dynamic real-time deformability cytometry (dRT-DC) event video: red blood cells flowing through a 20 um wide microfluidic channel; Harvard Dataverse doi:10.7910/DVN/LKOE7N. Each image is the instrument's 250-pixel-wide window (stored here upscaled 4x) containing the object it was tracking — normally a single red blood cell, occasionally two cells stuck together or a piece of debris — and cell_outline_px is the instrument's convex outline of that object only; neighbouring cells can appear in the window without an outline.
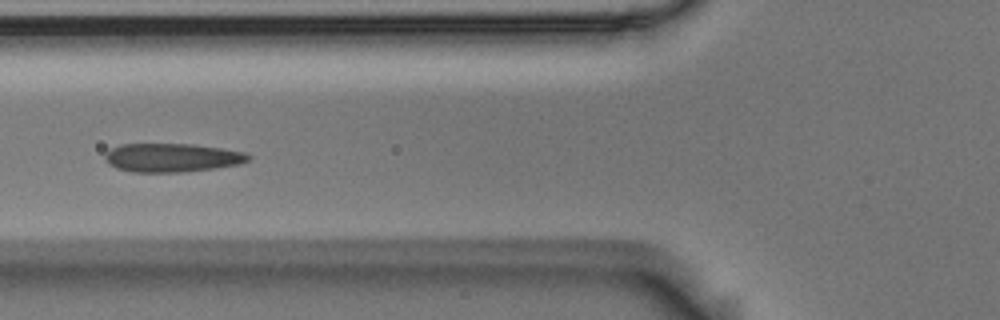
{"species": "Egyptian fruit bat (a non-hibernating species)", "species_latin": "Rousettus aegyptiacus", "temperature_condition": "room temperature", "stored_images_in_passage": 42, "camera_frame_rate_fps": 3000, "um_per_image_px": 0.085, "animal": {"sex": "male"}, "frame": {"image": 1, "passage_image": 8, "time_ms": 2.333, "image_size_px": [1000, 320], "cell_outline_px": [[252, 156], [248, 160], [240, 164], [216, 168], [180, 172], [132, 172], [116, 168], [108, 164], [104, 160], [104, 152], [120, 144], [192, 144], [220, 148], [244, 152]], "centroid_in_image_um": [14.57, 13.4], "position_along_channel_um": 111.2, "area_um2": 24.04}}
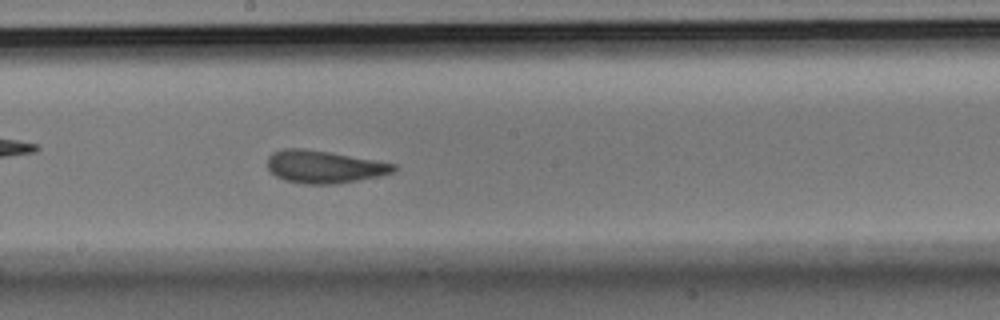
{"frame": {"image": 2, "passage_image": 17, "time_ms": 5.333, "image_size_px": [1000, 320], "cell_outline_px": [[396, 168], [392, 172], [380, 176], [336, 184], [304, 184], [284, 180], [276, 176], [268, 168], [268, 156], [272, 152], [284, 148], [304, 148], [376, 160], [396, 164]], "centroid_in_image_um": [27.53, 14.17], "position_along_channel_um": 220.7, "area_um2": 23.93}}
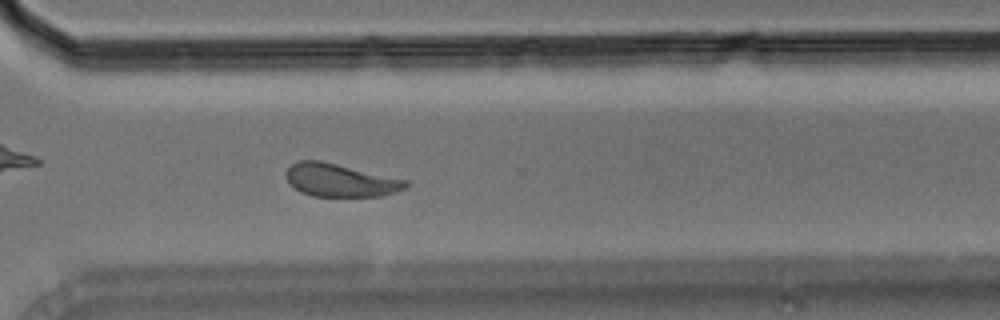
{"frame": {"image": 3, "passage_image": 27, "time_ms": 8.667, "image_size_px": [1000, 320], "cell_outline_px": [[408, 184], [404, 188], [396, 192], [380, 196], [312, 196], [300, 192], [288, 184], [284, 176], [284, 172], [296, 160], [320, 160], [408, 180]], "centroid_in_image_um": [28.85, 15.31], "position_along_channel_um": 341.7, "area_um2": 23.18}, "authors_computed_cell_mechanics": {"area_um2": 23.7558, "velocity_mm_per_s": 3.6411, "shape_relaxation_time_tau1_ms": 2.8963, "shape_relaxation_time_tau2_ms": 1.1925, "deformation_change_tau1": 0.1393, "deformation_change_tau2": 0.094}}